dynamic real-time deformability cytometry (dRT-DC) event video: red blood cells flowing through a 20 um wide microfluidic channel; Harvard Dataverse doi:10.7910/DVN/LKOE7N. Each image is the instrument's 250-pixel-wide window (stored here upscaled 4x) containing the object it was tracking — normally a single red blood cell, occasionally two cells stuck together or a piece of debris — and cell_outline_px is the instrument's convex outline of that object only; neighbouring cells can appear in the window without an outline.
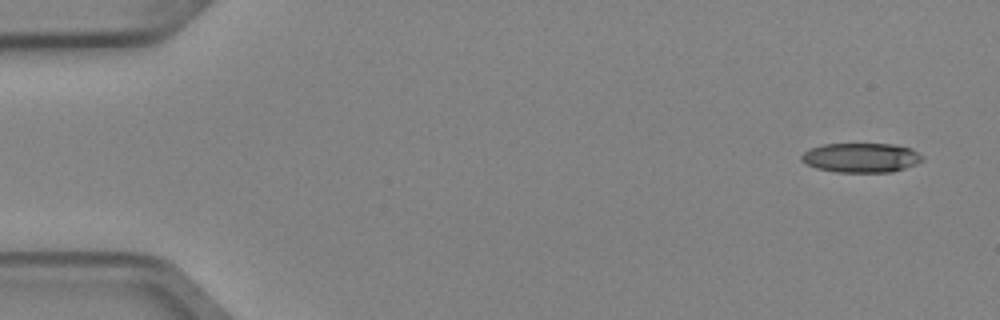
{"species": "Egyptian fruit bat (a non-hibernating species)", "species_latin": "Rousettus aegyptiacus", "temperature_condition": "cold", "stored_images_in_passage": 3, "camera_frame_rate_fps": 3000, "um_per_image_px": 0.085, "animal": {"sex": "female"}, "frame": {"image": 1, "passage_image": 1, "time_ms": 0.0, "image_size_px": [1000, 320], "cell_outline_px": [[924, 160], [916, 164], [892, 172], [836, 172], [816, 168], [800, 160], [800, 156], [808, 148], [824, 144], [892, 144], [912, 148]], "centroid_in_image_um": [73.16, 13.4], "position_along_channel_um": 11.8, "area_um2": 20.75}}